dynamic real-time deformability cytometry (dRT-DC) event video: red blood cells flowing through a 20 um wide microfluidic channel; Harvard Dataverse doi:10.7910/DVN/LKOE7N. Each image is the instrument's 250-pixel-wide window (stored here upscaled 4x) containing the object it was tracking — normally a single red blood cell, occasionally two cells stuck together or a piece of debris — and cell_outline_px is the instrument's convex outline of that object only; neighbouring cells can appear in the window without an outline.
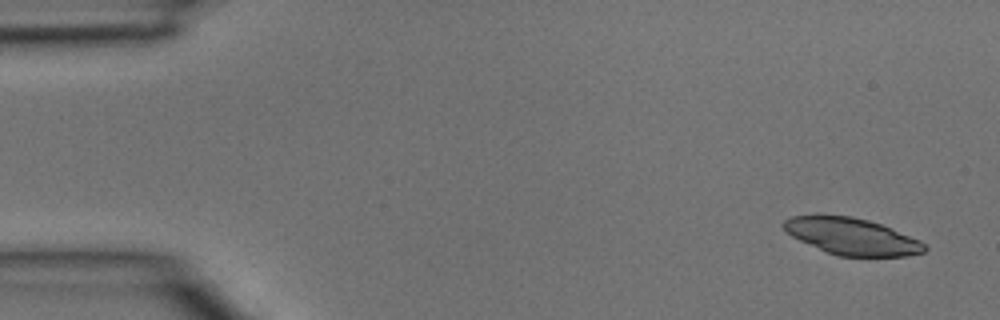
{"species": "common noctule bat (a hibernating species)", "species_latin": "Nyctalus noctula", "temperature_condition": "room temperature", "stored_images_in_passage": 4, "camera_frame_rate_fps": 3000, "um_per_image_px": 0.085, "animal": {"sex": "male", "body_mass_g": 15.6}, "frame": {"image": 1, "passage_image": 1, "time_ms": 0.0, "image_size_px": [1000, 320], "cell_outline_px": [[928, 248], [924, 252], [908, 256], [836, 256], [800, 240], [792, 236], [780, 224], [784, 220], [792, 216], [816, 212], [852, 216], [868, 220], [880, 224], [920, 240]], "centroid_in_image_um": [72.34, 20.05], "position_along_channel_um": 12.7, "area_um2": 30.58}}